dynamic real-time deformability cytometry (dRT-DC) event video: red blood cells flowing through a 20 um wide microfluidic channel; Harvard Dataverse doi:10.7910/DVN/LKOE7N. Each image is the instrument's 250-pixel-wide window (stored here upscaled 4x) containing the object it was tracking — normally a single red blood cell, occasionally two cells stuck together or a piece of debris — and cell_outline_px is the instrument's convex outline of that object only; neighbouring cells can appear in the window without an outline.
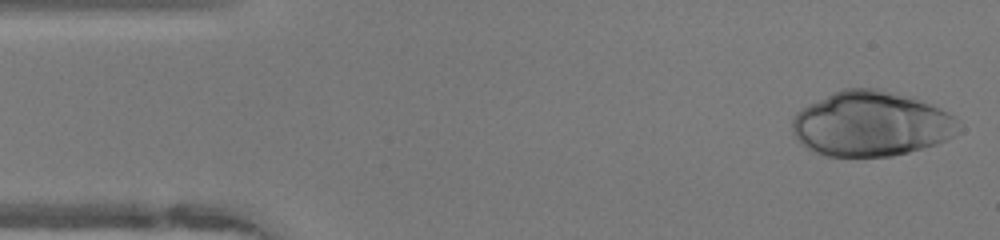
{"species": "human", "species_latin": "Homo sapiens", "temperature_condition": "warm", "stored_images_in_passage": 47, "camera_frame_rate_fps": 3000, "um_per_image_px": 0.085, "donor": {"sex": "female"}, "frame": {"image": 1, "passage_image": 1, "time_ms": 0.0, "image_size_px": [1000, 240], "cell_outline_px": [[960, 132], [936, 144], [924, 148], [892, 156], [824, 156], [812, 152], [800, 144], [796, 140], [792, 132], [792, 120], [796, 112], [800, 108], [832, 92], [844, 88], [880, 88], [916, 96], [956, 116]], "centroid_in_image_um": [74.04, 10.51], "position_along_channel_um": 11.0, "area_um2": 64.1}}